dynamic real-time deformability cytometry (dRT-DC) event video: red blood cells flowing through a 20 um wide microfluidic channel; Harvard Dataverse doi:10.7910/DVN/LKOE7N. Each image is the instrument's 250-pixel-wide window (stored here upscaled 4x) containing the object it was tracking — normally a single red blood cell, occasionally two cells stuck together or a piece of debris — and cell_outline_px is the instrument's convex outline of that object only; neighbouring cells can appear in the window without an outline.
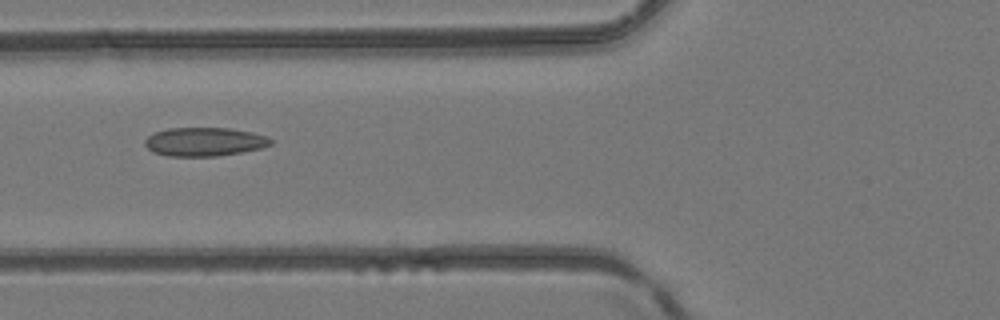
{"species": "common noctule bat (a hibernating species)", "species_latin": "Nyctalus noctula", "temperature_condition": "room temperature", "stored_images_in_passage": 4, "camera_frame_rate_fps": 3000, "um_per_image_px": 0.085, "animal": {"sex": "female", "body_mass_g": 24.6, "forearm_length_mm": 56.2}, "frame": {"image": 1, "passage_image": 3, "time_ms": 0.667, "image_size_px": [1000, 320], "cell_outline_px": [[272, 144], [260, 148], [240, 152], [216, 156], [168, 156], [152, 152], [144, 144], [144, 140], [148, 136], [156, 132], [168, 128], [228, 128], [252, 132], [268, 136], [272, 140]], "centroid_in_image_um": [17.36, 12.05], "position_along_channel_um": 108.4, "area_um2": 20.98}}
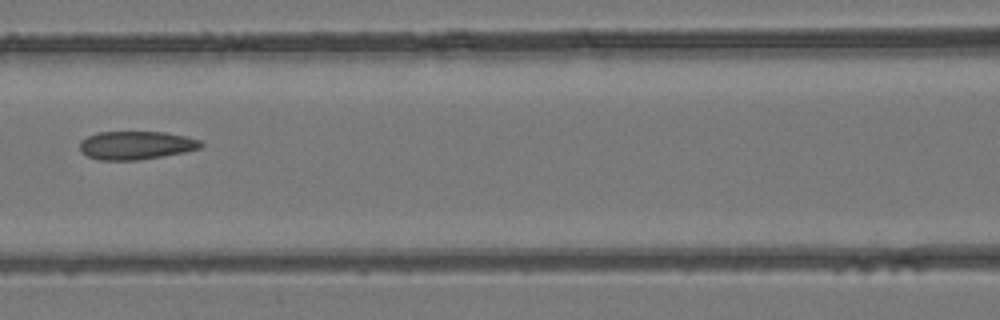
{"frame": {"image": 2, "passage_image": 4, "time_ms": 1.0, "image_size_px": [1000, 320], "cell_outline_px": [[204, 144], [200, 148], [184, 152], [136, 160], [96, 160], [80, 152], [80, 140], [96, 132], [164, 132], [184, 136], [200, 140]], "centroid_in_image_um": [11.52, 12.35], "position_along_channel_um": 155.1, "area_um2": 19.94}}